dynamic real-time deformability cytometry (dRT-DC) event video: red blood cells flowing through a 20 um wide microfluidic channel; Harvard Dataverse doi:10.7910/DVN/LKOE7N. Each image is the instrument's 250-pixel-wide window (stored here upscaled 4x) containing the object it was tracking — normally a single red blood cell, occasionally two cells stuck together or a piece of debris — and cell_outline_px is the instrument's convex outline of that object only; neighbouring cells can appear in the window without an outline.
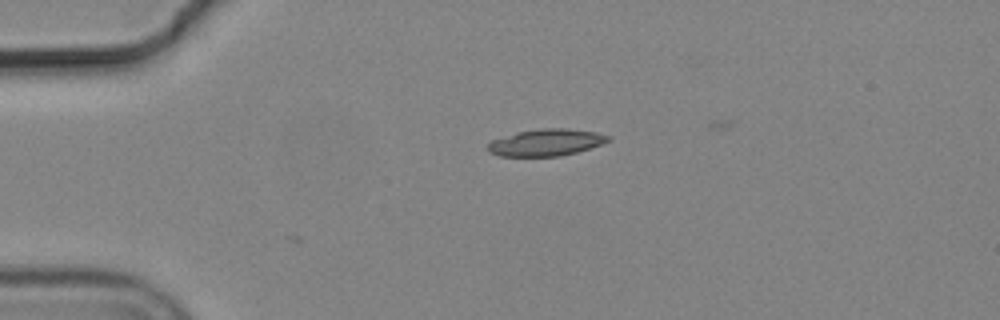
{"species": "common noctule bat (a hibernating species)", "species_latin": "Nyctalus noctula", "temperature_condition": "cold", "stored_images_in_passage": 2, "camera_frame_rate_fps": 3000, "um_per_image_px": 0.085, "animal": {"sex": "male", "body_mass_g": 19.2, "forearm_length_mm": 51.8}, "frame": {"image": 1, "passage_image": 1, "time_ms": 0.0, "image_size_px": [1000, 320], "cell_outline_px": [[612, 140], [576, 152], [560, 156], [500, 156], [488, 152], [488, 144], [492, 140], [516, 132], [540, 128], [568, 128], [596, 132], [612, 136]], "centroid_in_image_um": [46.43, 12.1], "position_along_channel_um": 38.6, "area_um2": 18.84}}